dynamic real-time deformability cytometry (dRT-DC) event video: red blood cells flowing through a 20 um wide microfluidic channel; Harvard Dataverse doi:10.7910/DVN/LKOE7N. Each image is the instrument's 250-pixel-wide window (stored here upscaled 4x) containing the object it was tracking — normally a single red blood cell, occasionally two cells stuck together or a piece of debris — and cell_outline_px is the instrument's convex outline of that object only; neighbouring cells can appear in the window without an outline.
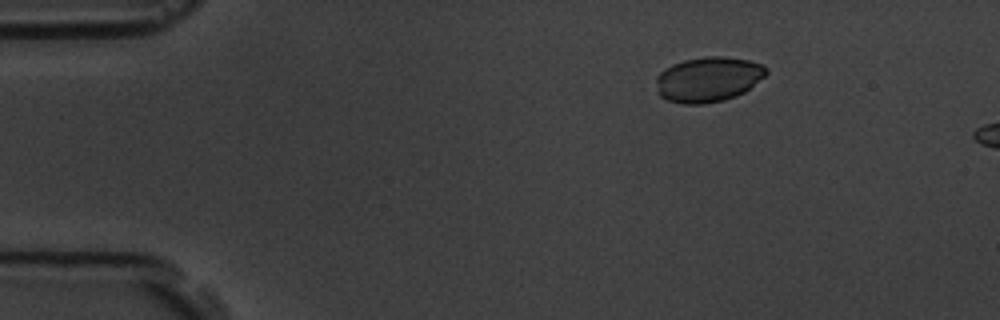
{"species": "common noctule bat (a hibernating species)", "species_latin": "Nyctalus noctula", "temperature_condition": "room temperature", "stored_images_in_passage": 3, "camera_frame_rate_fps": 3000, "um_per_image_px": 0.085, "animal": {"sex": "male", "body_mass_g": 19.5, "forearm_length_mm": 54.6}, "frame": {"image": 1, "passage_image": 1, "time_ms": 0.0, "image_size_px": [1000, 320], "cell_outline_px": [[768, 72], [764, 76], [744, 92], [736, 96], [724, 100], [704, 104], [680, 104], [668, 100], [660, 96], [656, 92], [656, 76], [664, 68], [672, 64], [684, 60], [704, 56], [724, 56], [748, 60], [764, 64], [768, 68]], "centroid_in_image_um": [60.18, 6.74], "position_along_channel_um": 24.8, "area_um2": 29.25}}